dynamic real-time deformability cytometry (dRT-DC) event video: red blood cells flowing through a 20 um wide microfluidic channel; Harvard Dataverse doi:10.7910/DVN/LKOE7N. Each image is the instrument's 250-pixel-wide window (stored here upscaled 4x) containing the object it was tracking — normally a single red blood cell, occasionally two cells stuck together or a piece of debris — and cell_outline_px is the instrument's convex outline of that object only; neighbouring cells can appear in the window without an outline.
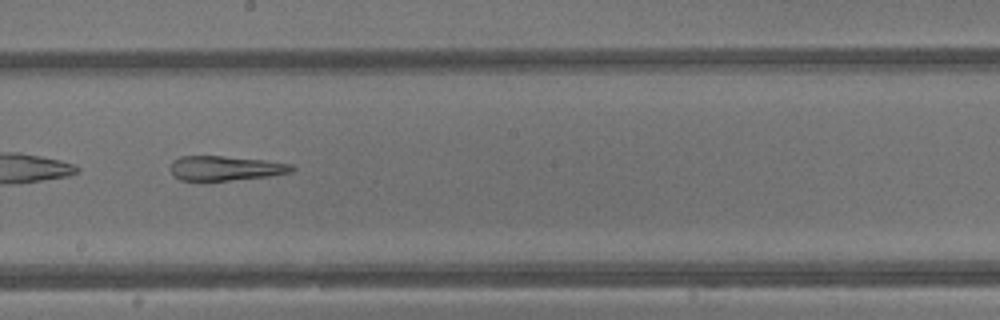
{"species": "common noctule bat (a hibernating species)", "species_latin": "Nyctalus noctula", "temperature_condition": "warm", "stored_images_in_passage": 41, "camera_frame_rate_fps": 3000, "um_per_image_px": 0.085, "animal": {"sex": "male", "body_mass_g": 13.3}, "frame": {"image": 1, "passage_image": 24, "time_ms": 7.667, "image_size_px": [1000, 320], "cell_outline_px": [[296, 168], [292, 172], [268, 176], [228, 180], [180, 180], [172, 176], [172, 160], [180, 156], [224, 156], [264, 160], [292, 164]], "centroid_in_image_um": [19.17, 14.29], "position_along_channel_um": 229.0, "area_um2": 17.28}}